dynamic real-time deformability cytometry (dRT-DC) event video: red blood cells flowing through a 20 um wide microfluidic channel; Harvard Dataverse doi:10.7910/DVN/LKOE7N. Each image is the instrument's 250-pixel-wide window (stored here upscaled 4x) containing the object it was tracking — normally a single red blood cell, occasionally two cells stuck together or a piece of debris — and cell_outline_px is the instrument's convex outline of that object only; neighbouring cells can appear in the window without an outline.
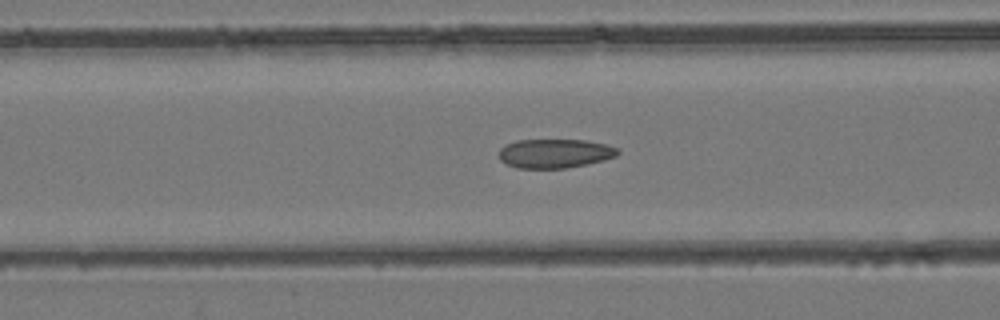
{"species": "common noctule bat (a hibernating species)", "species_latin": "Nyctalus noctula", "temperature_condition": "room temperature", "stored_images_in_passage": 42, "camera_frame_rate_fps": 3000, "um_per_image_px": 0.085, "animal": {"sex": "female", "body_mass_g": 24.6, "forearm_length_mm": 56.2}, "frame": {"image": 1, "passage_image": 13, "time_ms": 4.0, "image_size_px": [1000, 320], "cell_outline_px": [[620, 152], [616, 156], [604, 160], [588, 164], [564, 168], [516, 168], [504, 164], [500, 160], [500, 148], [504, 144], [516, 140], [584, 140], [604, 144], [616, 148]], "centroid_in_image_um": [47.11, 13.05], "position_along_channel_um": 119.5, "area_um2": 20.17}}
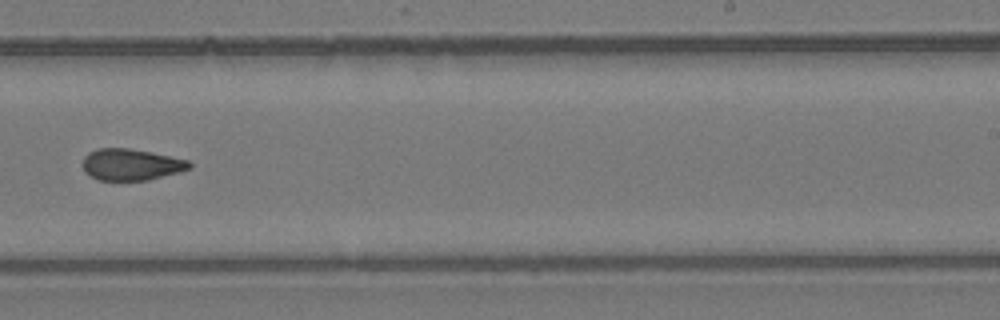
{"frame": {"image": 2, "passage_image": 24, "time_ms": 7.667, "image_size_px": [1000, 320], "cell_outline_px": [[192, 168], [180, 172], [148, 180], [100, 180], [88, 176], [84, 172], [84, 156], [88, 152], [96, 148], [128, 148], [152, 152], [188, 160], [192, 164]], "centroid_in_image_um": [11.15, 13.98], "position_along_channel_um": 277.9, "area_um2": 19.71}}
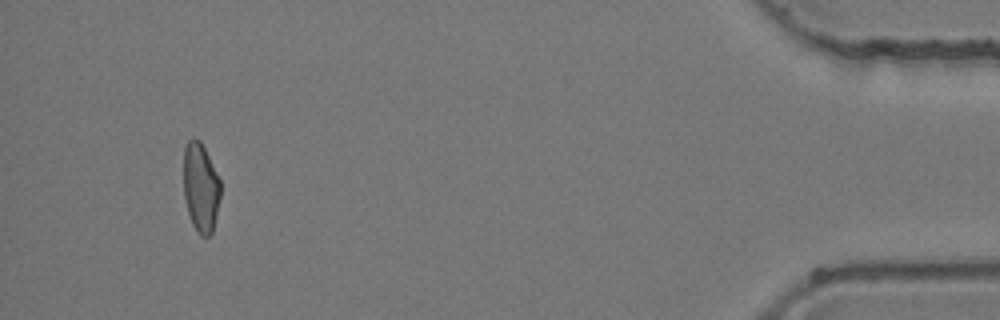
{"frame": {"image": 3, "passage_image": 39, "time_ms": 12.667, "image_size_px": [1000, 320], "cell_outline_px": [[220, 196], [212, 232], [208, 236], [200, 236], [196, 232], [192, 224], [188, 212], [184, 196], [184, 148], [188, 140], [200, 140], [220, 180]], "centroid_in_image_um": [17.05, 15.96], "position_along_channel_um": 418.2, "area_um2": 18.9}}